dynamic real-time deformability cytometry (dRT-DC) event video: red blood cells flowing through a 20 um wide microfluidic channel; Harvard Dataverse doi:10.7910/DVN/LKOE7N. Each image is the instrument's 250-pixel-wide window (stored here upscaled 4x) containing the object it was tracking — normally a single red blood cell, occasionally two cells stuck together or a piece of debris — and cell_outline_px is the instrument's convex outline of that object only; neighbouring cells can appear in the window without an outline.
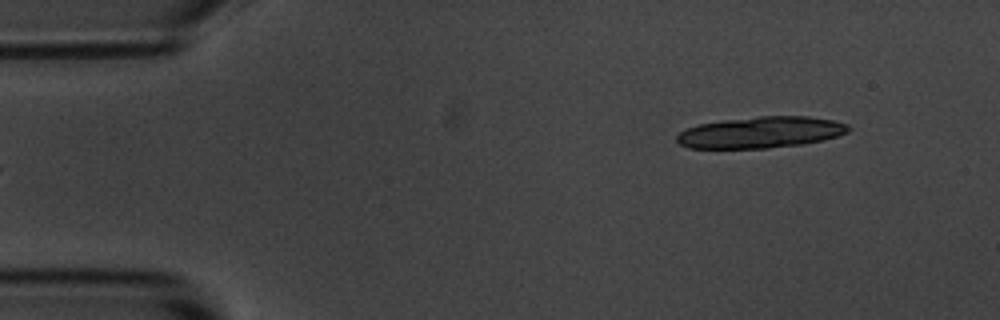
{"species": "common noctule bat (a hibernating species)", "species_latin": "Nyctalus noctula", "temperature_condition": "room temperature", "stored_images_in_passage": 5, "segment_of_instrument_passage": [2, 2], "camera_frame_rate_fps": 3000, "um_per_image_px": 0.085, "animal": {"sex": "male", "body_mass_g": 20.1, "forearm_length_mm": 53.5}, "frame": {"image": 1, "passage_image": 5, "time_ms": 5.667, "image_size_px": [1000, 320], "cell_outline_px": [[848, 132], [824, 140], [800, 144], [768, 148], [688, 148], [680, 144], [676, 140], [676, 136], [680, 132], [696, 124], [724, 120], [760, 116], [808, 116], [832, 120], [848, 124]], "centroid_in_image_um": [64.64, 11.25], "position_along_channel_um": 20.4, "area_um2": 31.21}}